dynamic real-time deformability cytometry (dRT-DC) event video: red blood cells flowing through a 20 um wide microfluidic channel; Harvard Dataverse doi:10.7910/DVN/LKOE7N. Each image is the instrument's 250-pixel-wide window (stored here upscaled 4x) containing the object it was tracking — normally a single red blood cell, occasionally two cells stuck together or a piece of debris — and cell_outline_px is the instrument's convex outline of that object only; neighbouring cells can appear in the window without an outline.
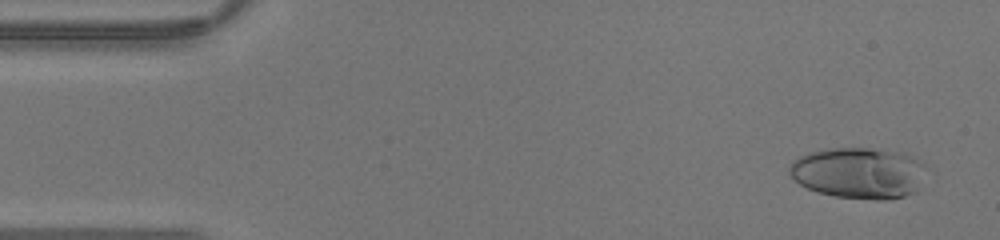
{"species": "human", "species_latin": "Homo sapiens", "temperature_condition": "warm", "stored_images_in_passage": 35, "camera_frame_rate_fps": 3000, "um_per_image_px": 0.085, "donor": {"sex": "male"}, "frame": {"image": 1, "passage_image": 2, "time_ms": 0.333, "image_size_px": [1000, 240], "cell_outline_px": [[924, 164], [916, 192], [904, 196], [888, 200], [876, 200], [836, 196], [816, 192], [800, 184], [788, 172], [788, 168], [792, 160], [800, 156], [812, 152], [828, 148], [868, 148], [896, 152], [920, 160]], "centroid_in_image_um": [72.94, 14.71], "position_along_channel_um": 12.1, "area_um2": 40.34}}
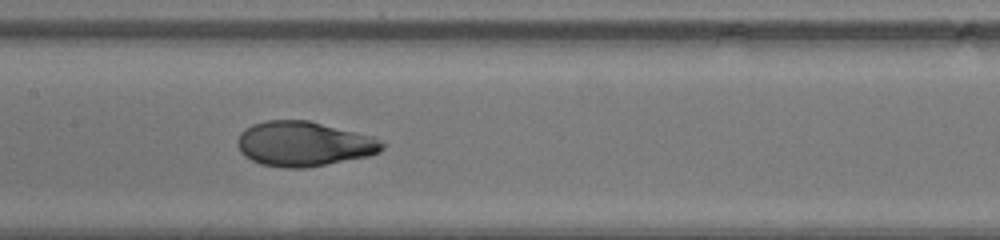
{"frame": {"image": 2, "passage_image": 20, "time_ms": 6.333, "image_size_px": [1000, 240], "cell_outline_px": [[384, 148], [380, 152], [368, 156], [304, 168], [284, 168], [260, 164], [244, 156], [240, 152], [236, 144], [236, 140], [240, 132], [244, 128], [252, 124], [264, 120], [308, 120], [372, 136], [380, 140], [384, 144]], "centroid_in_image_um": [25.77, 12.22], "position_along_channel_um": 181.6, "area_um2": 37.92}}
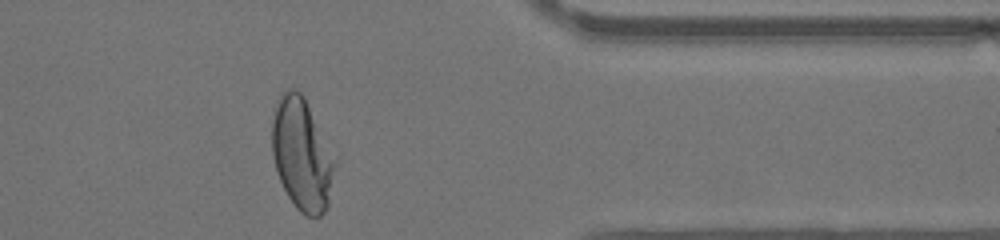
{"frame": {"image": 3, "passage_image": 34, "time_ms": 11.0, "image_size_px": [1000, 240], "cell_outline_px": [[332, 168], [328, 208], [320, 216], [308, 216], [300, 212], [296, 208], [288, 196], [276, 172], [272, 156], [272, 120], [276, 100], [288, 88], [296, 88], [304, 96], [332, 160]], "centroid_in_image_um": [25.56, 13.13], "position_along_channel_um": 385.8, "area_um2": 39.59}}